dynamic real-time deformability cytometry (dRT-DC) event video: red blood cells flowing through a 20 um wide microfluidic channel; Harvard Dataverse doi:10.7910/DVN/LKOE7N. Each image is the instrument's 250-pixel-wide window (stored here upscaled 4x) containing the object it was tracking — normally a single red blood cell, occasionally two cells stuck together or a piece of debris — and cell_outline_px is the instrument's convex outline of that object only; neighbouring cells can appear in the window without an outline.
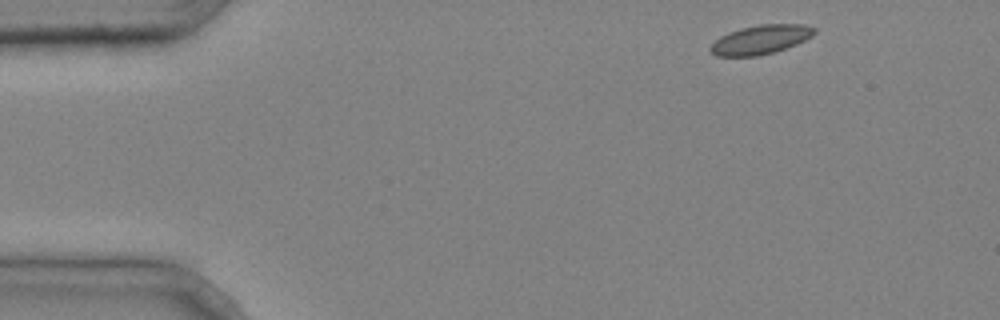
{"species": "common noctule bat (a hibernating species)", "species_latin": "Nyctalus noctula", "temperature_condition": "cold", "stored_images_in_passage": 4, "camera_frame_rate_fps": 3000, "um_per_image_px": 0.085, "animal": {"sex": "male", "body_mass_g": 20.4}, "frame": {"image": 1, "passage_image": 1, "time_ms": 0.0, "image_size_px": [1000, 320], "cell_outline_px": [[816, 32], [812, 36], [796, 44], [772, 52], [756, 56], [716, 56], [708, 48], [720, 36], [728, 32], [740, 28], [760, 24], [804, 24], [816, 28]], "centroid_in_image_um": [64.64, 3.35], "position_along_channel_um": 20.4, "area_um2": 17.51}}
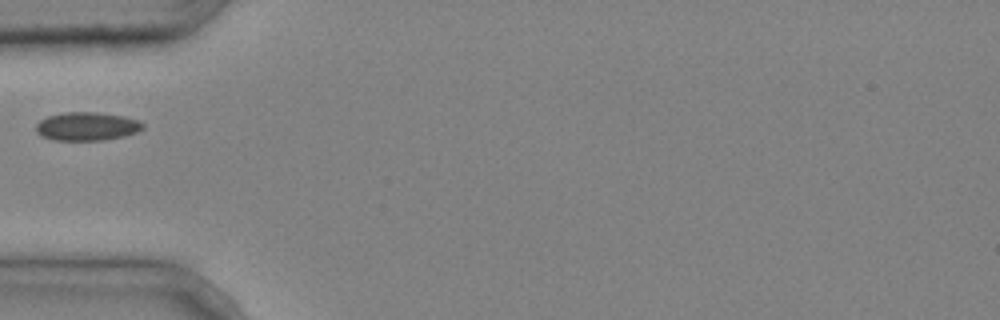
{"frame": {"image": 2, "passage_image": 4, "time_ms": 1.0, "image_size_px": [1000, 320], "cell_outline_px": [[144, 128], [136, 132], [124, 136], [104, 140], [52, 140], [40, 136], [36, 132], [36, 124], [40, 120], [48, 116], [64, 112], [96, 112], [124, 116], [136, 120], [144, 124]], "centroid_in_image_um": [7.35, 10.74], "position_along_channel_um": 77.6, "area_um2": 17.74}}